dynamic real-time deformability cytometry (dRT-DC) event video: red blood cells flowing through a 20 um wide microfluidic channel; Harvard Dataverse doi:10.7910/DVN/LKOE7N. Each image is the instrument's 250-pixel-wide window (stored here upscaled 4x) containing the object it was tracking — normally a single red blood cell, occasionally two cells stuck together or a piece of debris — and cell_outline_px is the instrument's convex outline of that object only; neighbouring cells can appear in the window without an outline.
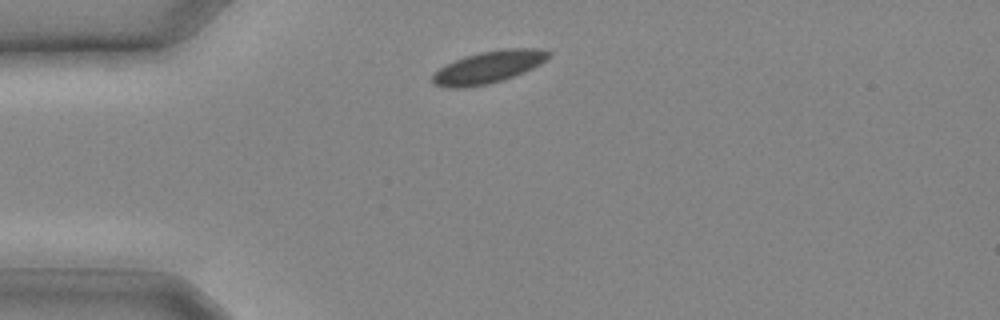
{"species": "common noctule bat (a hibernating species)", "species_latin": "Nyctalus noctula", "temperature_condition": "cold", "stored_images_in_passage": 6, "camera_frame_rate_fps": 3000, "um_per_image_px": 0.085, "animal": {"sex": "male", "body_mass_g": 20.4}, "frame": {"image": 1, "passage_image": 1, "time_ms": 0.0, "image_size_px": [1000, 320], "cell_outline_px": [[552, 56], [540, 64], [524, 72], [488, 84], [464, 88], [448, 88], [432, 84], [432, 76], [440, 68], [464, 56], [480, 52], [504, 48], [540, 48], [552, 52]], "centroid_in_image_um": [41.55, 5.69], "position_along_channel_um": 43.5, "area_um2": 21.73}}
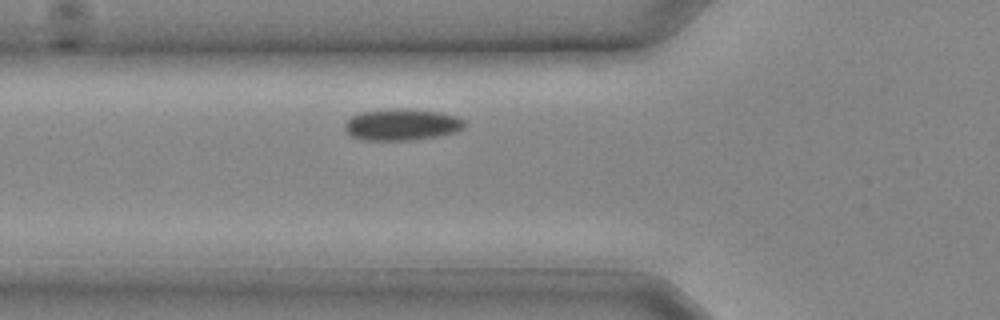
{"frame": {"image": 2, "passage_image": 4, "time_ms": 1.0, "image_size_px": [1000, 320], "cell_outline_px": [[464, 128], [456, 132], [440, 136], [408, 140], [364, 140], [352, 136], [344, 128], [344, 124], [352, 116], [360, 112], [380, 108], [408, 108], [440, 112], [456, 116], [464, 120]], "centroid_in_image_um": [34.15, 10.57], "position_along_channel_um": 91.6, "area_um2": 22.31}}
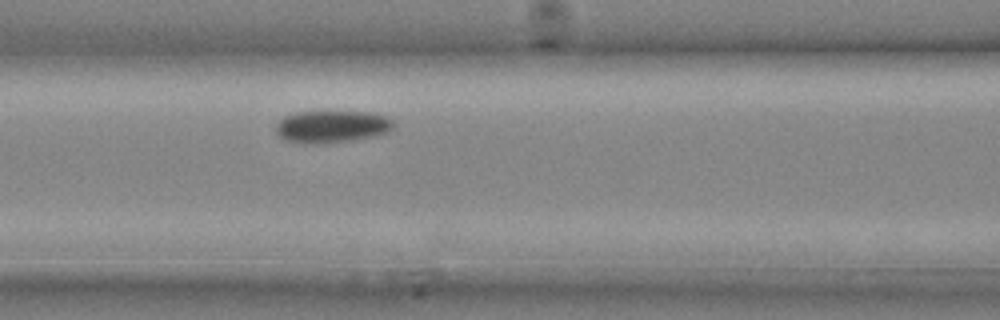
{"frame": {"image": 3, "passage_image": 6, "time_ms": 1.667, "image_size_px": [1000, 320], "cell_outline_px": [[392, 128], [388, 132], [372, 136], [352, 140], [312, 144], [304, 144], [284, 140], [276, 132], [276, 124], [284, 116], [292, 112], [328, 108], [372, 112], [388, 116], [392, 120]], "centroid_in_image_um": [28.17, 10.69], "position_along_channel_um": 138.4, "area_um2": 23.24}}